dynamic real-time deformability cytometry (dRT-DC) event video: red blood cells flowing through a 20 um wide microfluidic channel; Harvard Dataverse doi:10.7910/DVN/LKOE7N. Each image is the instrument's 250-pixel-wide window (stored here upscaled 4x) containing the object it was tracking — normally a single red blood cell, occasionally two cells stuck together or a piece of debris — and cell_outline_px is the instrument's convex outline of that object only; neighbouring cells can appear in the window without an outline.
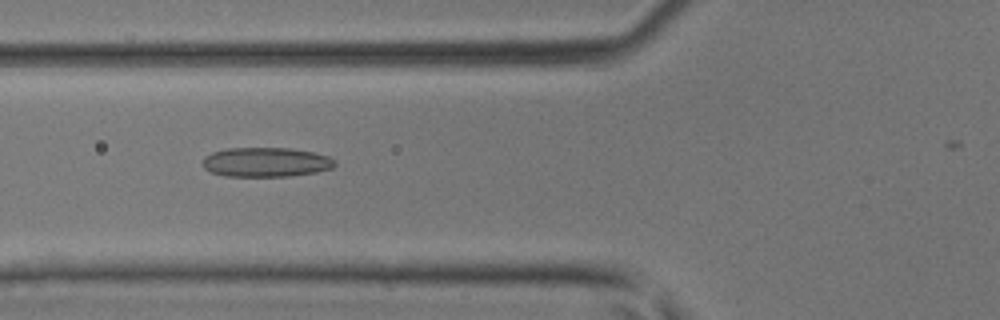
{"species": "common noctule bat (a hibernating species)", "species_latin": "Nyctalus noctula", "temperature_condition": "room temperature", "stored_images_in_passage": 44, "camera_frame_rate_fps": 3000, "um_per_image_px": 0.085, "animal": {"sex": "male", "body_mass_g": 17.9, "forearm_length_mm": 54.2}, "frame": {"image": 1, "passage_image": 18, "time_ms": 5.667, "image_size_px": [1000, 320], "cell_outline_px": [[336, 164], [332, 168], [316, 172], [288, 176], [224, 176], [212, 172], [204, 168], [204, 156], [212, 152], [228, 148], [292, 148], [312, 152], [328, 156], [336, 160]], "centroid_in_image_um": [22.62, 13.78], "position_along_channel_um": 103.2, "area_um2": 22.66}}
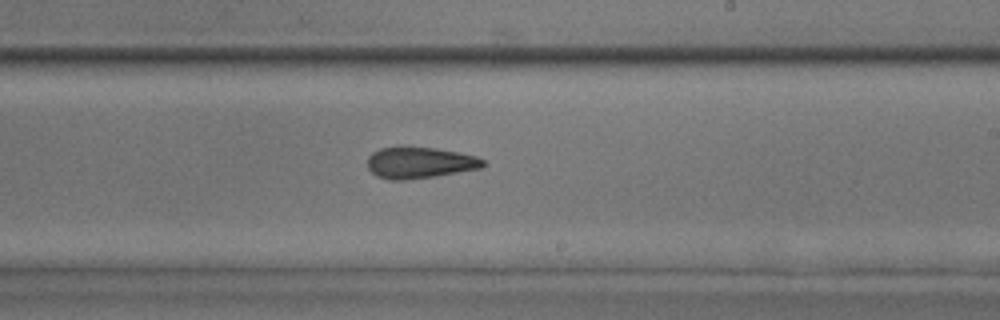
{"frame": {"image": 2, "passage_image": 28, "time_ms": 9.0, "image_size_px": [1000, 320], "cell_outline_px": [[484, 164], [480, 168], [436, 176], [404, 180], [392, 180], [376, 176], [368, 168], [368, 156], [372, 152], [380, 148], [436, 148], [476, 156], [484, 160]], "centroid_in_image_um": [35.65, 13.84], "position_along_channel_um": 253.3, "area_um2": 20.69}}
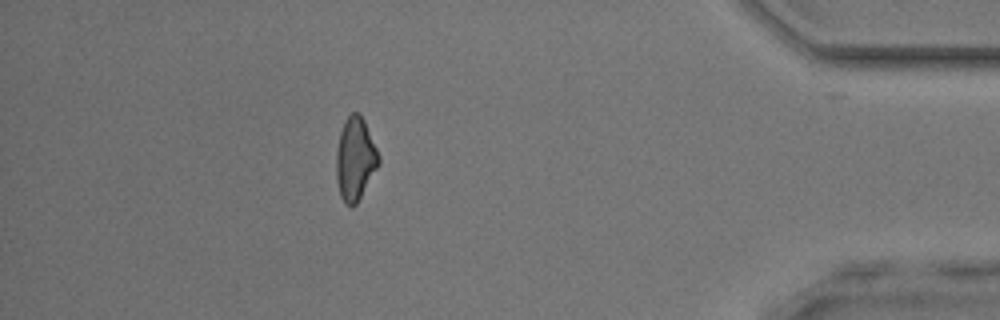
{"frame": {"image": 3, "passage_image": 41, "time_ms": 13.333, "image_size_px": [1000, 320], "cell_outline_px": [[380, 164], [356, 204], [352, 208], [344, 204], [340, 196], [336, 180], [336, 152], [340, 132], [344, 120], [352, 112], [356, 112], [364, 120], [380, 156]], "centroid_in_image_um": [30.18, 13.54], "position_along_channel_um": 405.0, "area_um2": 20.63}}